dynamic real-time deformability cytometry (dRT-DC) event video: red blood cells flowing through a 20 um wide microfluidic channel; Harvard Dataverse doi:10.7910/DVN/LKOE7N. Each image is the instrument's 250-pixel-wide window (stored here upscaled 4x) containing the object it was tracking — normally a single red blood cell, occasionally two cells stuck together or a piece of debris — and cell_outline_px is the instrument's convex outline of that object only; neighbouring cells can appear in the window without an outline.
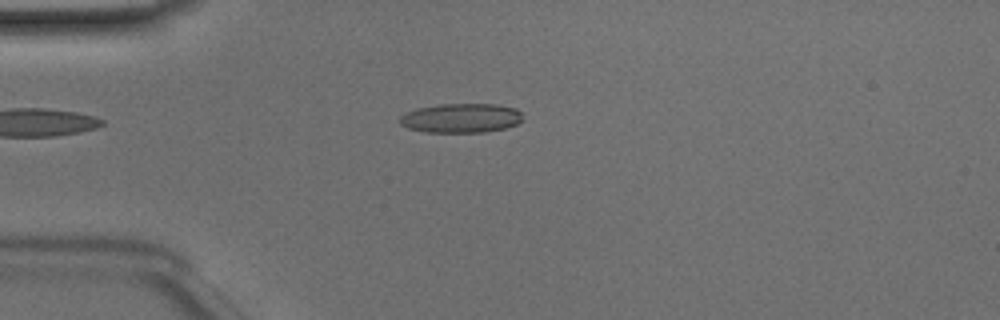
{"species": "Egyptian fruit bat (a non-hibernating species)", "species_latin": "Rousettus aegyptiacus", "temperature_condition": "room temperature", "stored_images_in_passage": 48, "camera_frame_rate_fps": 3000, "um_per_image_px": 0.085, "animal": {"sex": "male"}, "frame": {"image": 1, "passage_image": 12, "time_ms": 3.667, "image_size_px": [1000, 320], "cell_outline_px": [[520, 120], [516, 124], [504, 128], [484, 132], [424, 132], [408, 128], [400, 124], [400, 116], [416, 108], [440, 104], [496, 104], [516, 108], [520, 112]], "centroid_in_image_um": [39.16, 10.03], "position_along_channel_um": 45.8, "area_um2": 20.87}}
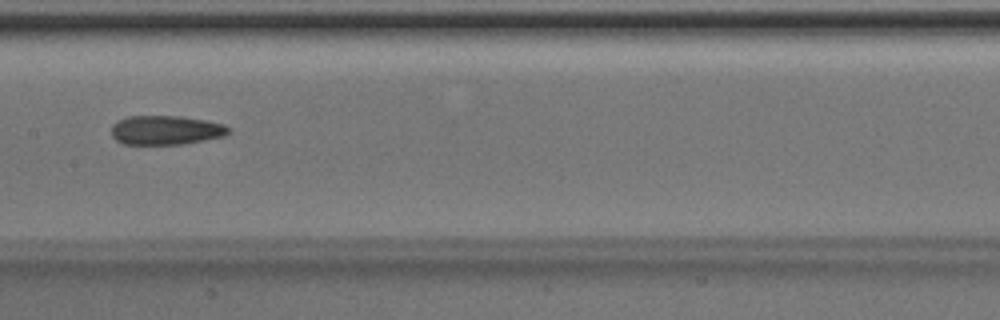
{"frame": {"image": 2, "passage_image": 24, "time_ms": 7.667, "image_size_px": [1000, 320], "cell_outline_px": [[232, 132], [224, 136], [184, 144], [124, 144], [116, 140], [112, 136], [112, 124], [116, 120], [128, 116], [180, 116], [208, 120], [224, 124]], "centroid_in_image_um": [14.1, 11.05], "position_along_channel_um": 193.3, "area_um2": 20.11}}
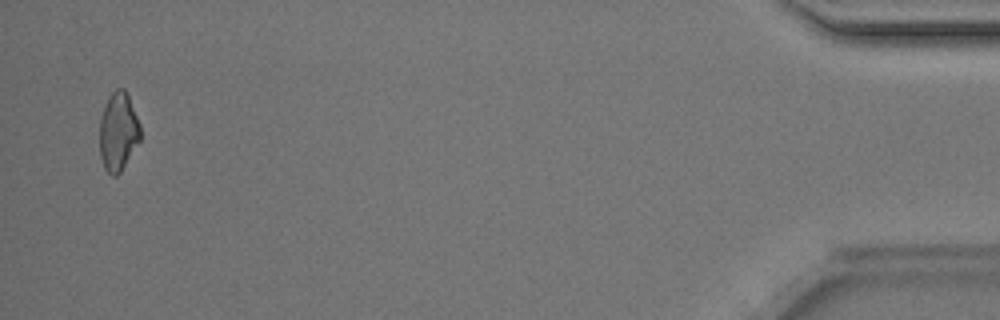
{"frame": {"image": 3, "passage_image": 47, "time_ms": 15.333, "image_size_px": [1000, 320], "cell_outline_px": [[140, 140], [120, 172], [116, 176], [112, 176], [104, 168], [100, 156], [100, 120], [104, 104], [112, 92], [116, 88], [124, 88], [128, 96], [140, 124]], "centroid_in_image_um": [10.04, 11.19], "position_along_channel_um": 425.2, "area_um2": 18.5}, "authors_computed_cell_mechanics": {"area_um2": 19.8832, "velocity_mm_per_s": 4.1365, "shape_relaxation_time_tau1_ms": 5.181, "shape_relaxation_time_tau2_ms": 4.2792, "deformation_change_tau1": 0.1487, "deformation_change_tau2": 0.1473}}